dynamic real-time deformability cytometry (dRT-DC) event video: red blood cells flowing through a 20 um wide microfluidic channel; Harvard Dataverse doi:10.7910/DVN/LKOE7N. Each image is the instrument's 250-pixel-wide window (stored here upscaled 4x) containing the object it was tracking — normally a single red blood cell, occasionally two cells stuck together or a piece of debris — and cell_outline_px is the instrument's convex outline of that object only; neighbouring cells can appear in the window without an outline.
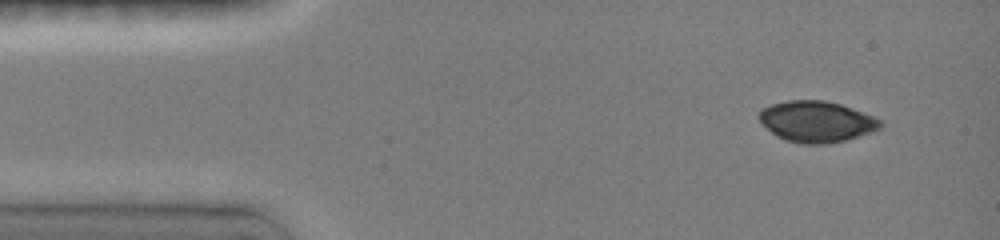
{"species": "common noctule bat (a hibernating species)", "species_latin": "Nyctalus noctula", "temperature_condition": "room temperature", "stored_images_in_passage": 14, "camera_frame_rate_fps": 3000, "um_per_image_px": 0.085, "animal": {"sex": "female", "body_mass_g": 19.0, "forearm_length_mm": 51.5}, "frame": {"image": 1, "passage_image": 1, "time_ms": 0.0, "image_size_px": [1000, 240], "cell_outline_px": [[884, 124], [880, 128], [844, 140], [828, 144], [800, 144], [784, 140], [776, 136], [756, 116], [764, 108], [772, 104], [788, 100], [824, 100], [840, 104], [872, 116], [880, 120]], "centroid_in_image_um": [69.37, 10.34], "position_along_channel_um": 15.6, "area_um2": 28.67}}
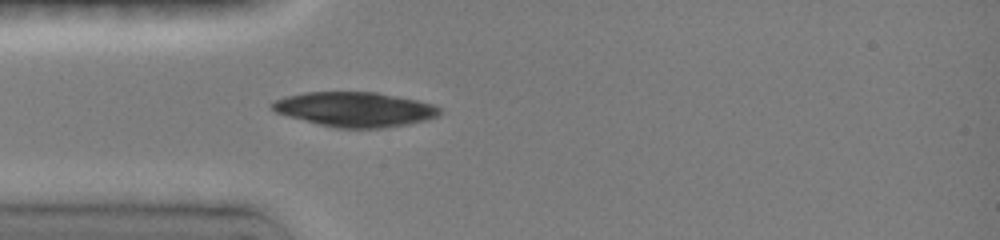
{"frame": {"image": 2, "passage_image": 11, "time_ms": 3.0, "image_size_px": [1000, 240], "cell_outline_px": [[444, 112], [440, 116], [428, 120], [408, 124], [384, 128], [336, 128], [288, 116], [276, 112], [268, 104], [284, 96], [308, 92], [376, 92], [416, 100], [432, 104], [440, 108]], "centroid_in_image_um": [30.2, 9.3], "position_along_channel_um": 54.8, "area_um2": 33.93}}